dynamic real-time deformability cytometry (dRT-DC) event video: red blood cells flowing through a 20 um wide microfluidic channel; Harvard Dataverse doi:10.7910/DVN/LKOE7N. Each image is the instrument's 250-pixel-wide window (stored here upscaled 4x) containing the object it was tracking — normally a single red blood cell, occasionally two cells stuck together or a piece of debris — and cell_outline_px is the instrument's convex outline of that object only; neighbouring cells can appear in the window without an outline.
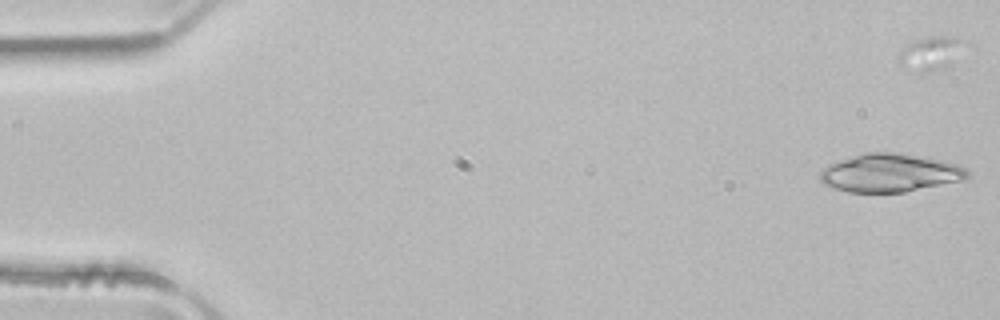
{"species": "common noctule bat (a hibernating species)", "species_latin": "Nyctalus noctula", "temperature_condition": "room temperature", "stored_images_in_passage": 41, "segment_of_instrument_passage": [1, 2], "camera_frame_rate_fps": 3000, "um_per_image_px": 0.085, "animal": {"sex": "male", "body_mass_g": 21.5, "forearm_length_mm": 52.0}, "frame": {"image": 1, "passage_image": 2, "time_ms": 0.333, "image_size_px": [1000, 320], "cell_outline_px": [[972, 176], [968, 180], [904, 192], [848, 192], [824, 184], [820, 180], [820, 168], [840, 160], [864, 152], [900, 152], [944, 160], [968, 168]], "centroid_in_image_um": [75.73, 14.69], "position_along_channel_um": 9.3, "area_um2": 33.41}}
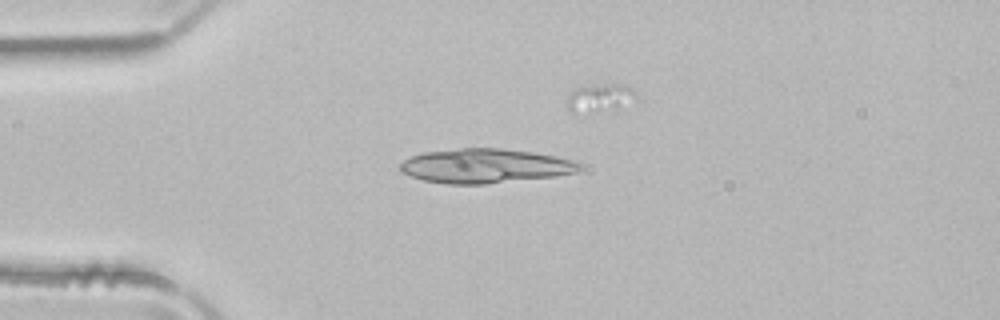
{"frame": {"image": 2, "passage_image": 13, "time_ms": 4.0, "image_size_px": [1000, 320], "cell_outline_px": [[584, 168], [576, 172], [556, 176], [484, 184], [448, 184], [424, 180], [400, 172], [400, 164], [404, 160], [412, 156], [424, 152], [460, 148], [500, 148], [532, 152], [580, 160], [584, 164]], "centroid_in_image_um": [41.32, 14.1], "position_along_channel_um": 43.7, "area_um2": 36.13}}